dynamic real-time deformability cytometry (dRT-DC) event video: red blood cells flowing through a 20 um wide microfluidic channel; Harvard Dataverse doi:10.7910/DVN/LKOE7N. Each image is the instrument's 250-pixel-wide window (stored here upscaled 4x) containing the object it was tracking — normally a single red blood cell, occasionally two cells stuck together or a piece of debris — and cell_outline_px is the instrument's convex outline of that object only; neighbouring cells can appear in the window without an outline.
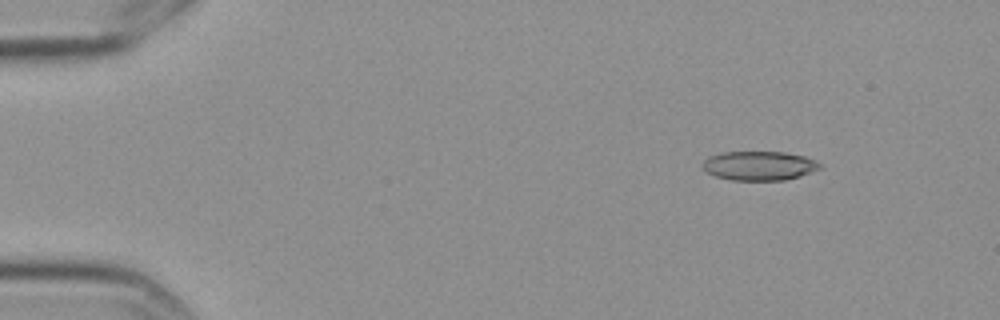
{"species": "Egyptian fruit bat (a non-hibernating species)", "species_latin": "Rousettus aegyptiacus", "temperature_condition": "cold", "stored_images_in_passage": 6, "segment_of_instrument_passage": [2, 2], "camera_frame_rate_fps": 3000, "um_per_image_px": 0.085, "frame": {"image": 1, "passage_image": 6, "time_ms": 1.667, "image_size_px": [1000, 320], "cell_outline_px": [[824, 168], [800, 176], [784, 180], [732, 180], [716, 176], [708, 172], [700, 164], [708, 156], [720, 152], [784, 152], [804, 156], [816, 160]], "centroid_in_image_um": [64.55, 14.08], "position_along_channel_um": 20.5, "area_um2": 20.06}}